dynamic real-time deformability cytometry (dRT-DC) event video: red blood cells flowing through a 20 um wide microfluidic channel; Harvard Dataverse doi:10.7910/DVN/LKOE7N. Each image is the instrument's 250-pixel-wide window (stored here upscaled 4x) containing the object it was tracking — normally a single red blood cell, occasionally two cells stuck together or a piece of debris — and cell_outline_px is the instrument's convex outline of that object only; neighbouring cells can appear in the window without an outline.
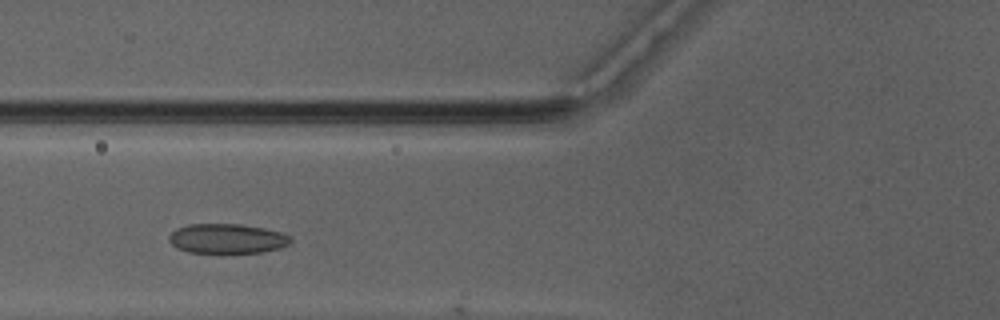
{"species": "Egyptian fruit bat (a non-hibernating species)", "species_latin": "Rousettus aegyptiacus", "temperature_condition": "warm", "stored_images_in_passage": 31, "camera_frame_rate_fps": 3000, "um_per_image_px": 0.085, "animal": {"sex": "male"}, "frame": {"image": 1, "passage_image": 9, "time_ms": 2.667, "image_size_px": [1000, 320], "cell_outline_px": [[292, 240], [288, 244], [280, 248], [260, 252], [188, 252], [176, 248], [168, 240], [168, 236], [176, 228], [188, 224], [240, 224], [264, 228], [280, 232], [288, 236]], "centroid_in_image_um": [19.26, 20.27], "position_along_channel_um": 106.5, "area_um2": 20.87}}
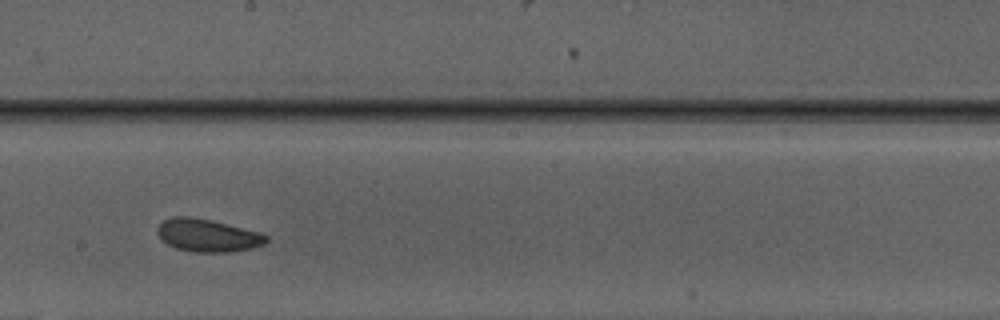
{"frame": {"image": 2, "passage_image": 18, "time_ms": 5.667, "image_size_px": [1000, 320], "cell_outline_px": [[268, 240], [264, 244], [252, 248], [228, 252], [192, 252], [176, 248], [160, 240], [156, 232], [156, 228], [164, 220], [176, 216], [188, 216], [212, 220], [260, 232], [268, 236]], "centroid_in_image_um": [17.63, 20.01], "position_along_channel_um": 230.6, "area_um2": 20.87}}
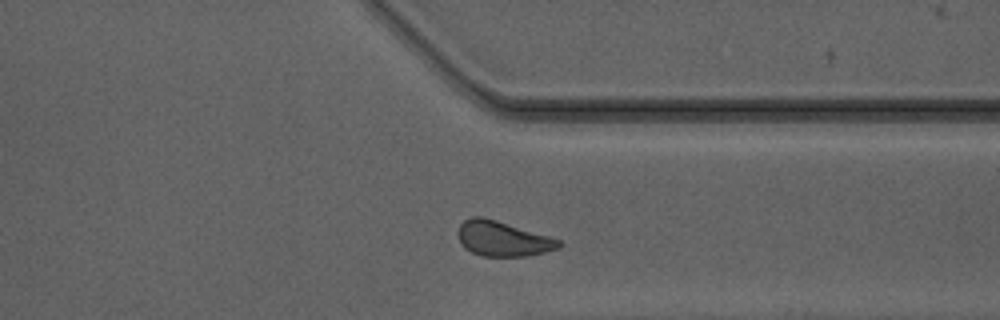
{"frame": {"image": 3, "passage_image": 28, "time_ms": 9.0, "image_size_px": [1000, 320], "cell_outline_px": [[564, 244], [556, 248], [544, 252], [524, 256], [484, 256], [472, 252], [464, 248], [456, 232], [460, 224], [464, 220], [472, 216], [480, 216], [496, 220], [548, 236], [560, 240]], "centroid_in_image_um": [42.69, 20.28], "position_along_channel_um": 368.7, "area_um2": 20.35}, "authors_computed_cell_mechanics": {"area_um2": 20.6924, "velocity_mm_per_s": 4.1401, "shape_relaxation_time_tau1_ms": 5.9213, "shape_relaxation_time_tau2_ms": 3.4123, "deformation_change_tau1": 0.101, "deformation_change_tau2": 0.0844}}